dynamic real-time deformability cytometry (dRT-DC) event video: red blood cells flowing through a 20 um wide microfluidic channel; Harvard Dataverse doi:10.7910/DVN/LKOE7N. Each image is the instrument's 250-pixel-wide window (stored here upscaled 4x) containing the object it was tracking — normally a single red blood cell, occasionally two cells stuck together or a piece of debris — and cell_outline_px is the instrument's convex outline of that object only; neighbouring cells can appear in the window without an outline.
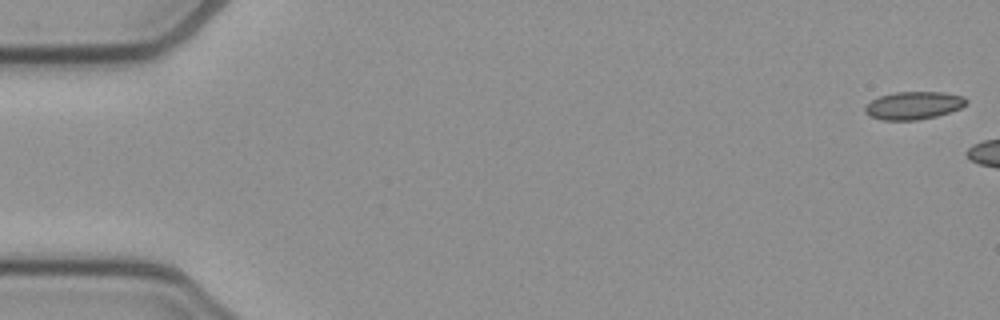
{"species": "common noctule bat (a hibernating species)", "species_latin": "Nyctalus noctula", "temperature_condition": "cold", "stored_images_in_passage": 5, "camera_frame_rate_fps": 3000, "um_per_image_px": 0.085, "animal": {"sex": "female", "body_mass_g": 21.9}, "frame": {"image": 1, "passage_image": 1, "time_ms": 0.0, "image_size_px": [1000, 320], "cell_outline_px": [[968, 100], [960, 108], [936, 116], [916, 120], [880, 120], [864, 112], [864, 108], [872, 100], [880, 96], [896, 92], [944, 92], [964, 96]], "centroid_in_image_um": [77.65, 8.96], "position_along_channel_um": 7.3, "area_um2": 16.24}}